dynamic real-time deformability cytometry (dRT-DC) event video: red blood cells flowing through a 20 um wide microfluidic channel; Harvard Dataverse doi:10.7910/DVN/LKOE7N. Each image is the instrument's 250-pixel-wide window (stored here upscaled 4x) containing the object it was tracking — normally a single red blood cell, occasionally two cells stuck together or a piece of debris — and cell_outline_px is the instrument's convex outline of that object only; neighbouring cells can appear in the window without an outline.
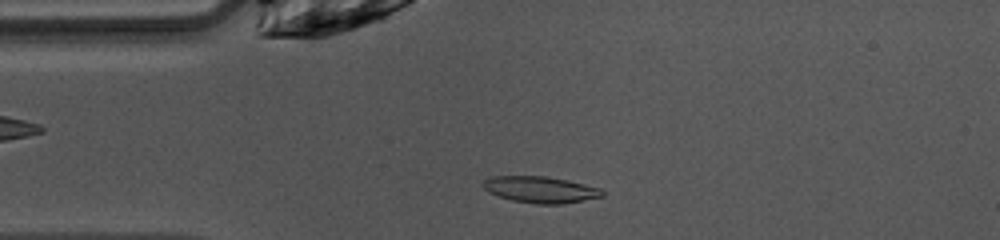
{"species": "common noctule bat (a hibernating species)", "species_latin": "Nyctalus noctula", "temperature_condition": "warm", "stored_images_in_passage": 47, "camera_frame_rate_fps": 3000, "um_per_image_px": 0.085, "animal": {"sex": "female", "body_mass_g": 10.0, "forearm_length_mm": 53.1}, "frame": {"image": 1, "passage_image": 9, "time_ms": 2.667, "image_size_px": [1000, 240], "cell_outline_px": [[604, 196], [564, 204], [536, 204], [512, 200], [488, 192], [480, 184], [484, 180], [492, 176], [544, 176], [568, 180], [600, 188], [604, 192]], "centroid_in_image_um": [45.93, 16.11], "position_along_channel_um": 39.1, "area_um2": 18.38}}
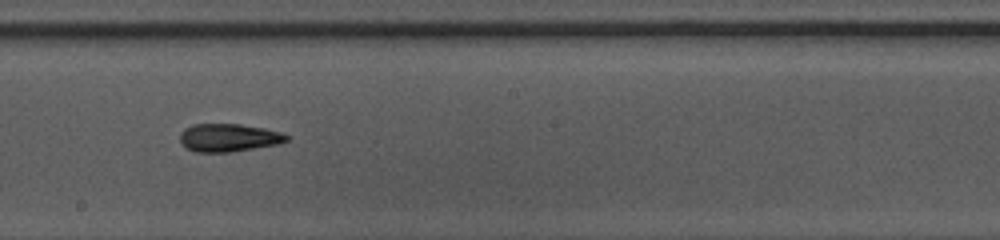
{"frame": {"image": 2, "passage_image": 24, "time_ms": 7.667, "image_size_px": [1000, 240], "cell_outline_px": [[288, 140], [280, 144], [232, 152], [196, 152], [180, 144], [180, 132], [184, 128], [192, 124], [240, 124], [264, 128], [280, 132], [288, 136]], "centroid_in_image_um": [19.42, 11.7], "position_along_channel_um": 228.8, "area_um2": 17.51}}
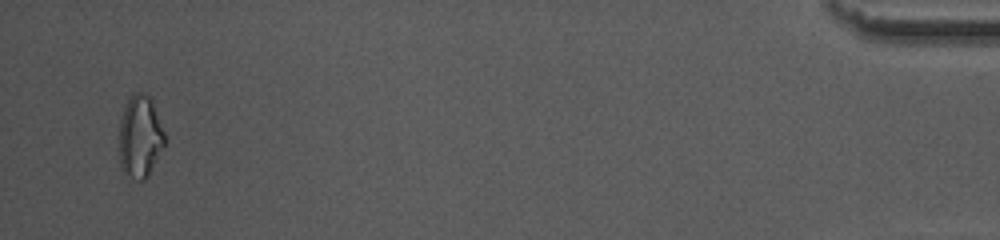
{"frame": {"image": 3, "passage_image": 45, "time_ms": 14.667, "image_size_px": [1000, 240], "cell_outline_px": [[164, 144], [148, 176], [144, 180], [140, 180], [124, 176], [120, 168], [120, 120], [128, 96], [132, 92], [140, 92], [148, 96], [152, 100], [164, 132]], "centroid_in_image_um": [11.88, 11.62], "position_along_channel_um": 423.3, "area_um2": 21.79}, "authors_computed_cell_mechanics": {"area_um2": 17.5134, "velocity_mm_per_s": 4.0725, "shape_relaxation_time_tau1_ms": 8.693, "shape_relaxation_time_tau2_ms": 4.1593, "deformation_change_tau1": 0.2197, "deformation_change_tau2": 0.1367}}